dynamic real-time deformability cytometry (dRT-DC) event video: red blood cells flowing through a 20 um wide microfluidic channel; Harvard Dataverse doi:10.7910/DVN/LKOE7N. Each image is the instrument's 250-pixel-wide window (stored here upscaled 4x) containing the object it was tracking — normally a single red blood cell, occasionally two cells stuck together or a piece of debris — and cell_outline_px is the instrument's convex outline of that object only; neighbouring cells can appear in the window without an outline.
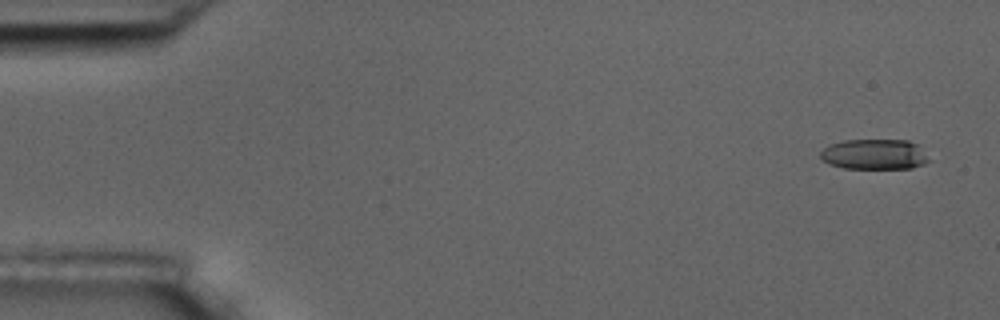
{"species": "common noctule bat (a hibernating species)", "species_latin": "Nyctalus noctula", "temperature_condition": "room temperature", "stored_images_in_passage": 5, "camera_frame_rate_fps": 3000, "um_per_image_px": 0.085, "animal": {"sex": "male", "body_mass_g": 17.5, "forearm_length_mm": 52.3}, "frame": {"image": 1, "passage_image": 1, "time_ms": 0.0, "image_size_px": [1000, 320], "cell_outline_px": [[932, 160], [924, 164], [912, 168], [844, 168], [828, 164], [820, 156], [820, 152], [828, 144], [844, 140], [908, 140], [916, 144]], "centroid_in_image_um": [74.32, 13.11], "position_along_channel_um": 10.7, "area_um2": 19.25}}
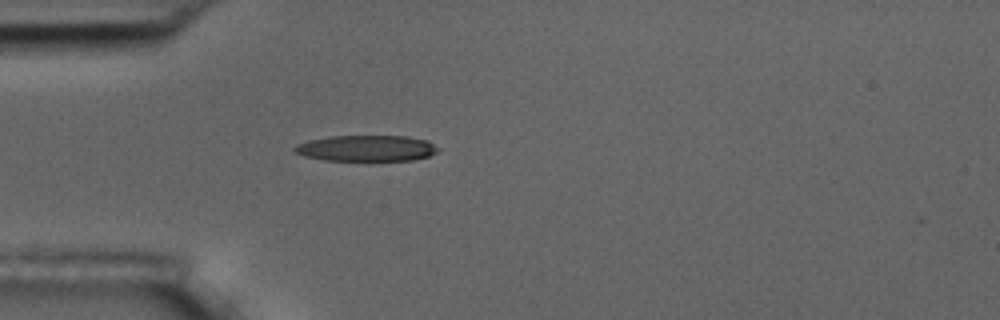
{"frame": {"image": 2, "passage_image": 5, "time_ms": 4.667, "image_size_px": [1000, 320], "cell_outline_px": [[440, 148], [436, 152], [428, 156], [412, 160], [324, 160], [304, 156], [296, 152], [292, 148], [296, 144], [308, 140], [328, 136], [408, 136], [428, 140]], "centroid_in_image_um": [31.14, 12.59], "position_along_channel_um": 53.9, "area_um2": 21.79}}